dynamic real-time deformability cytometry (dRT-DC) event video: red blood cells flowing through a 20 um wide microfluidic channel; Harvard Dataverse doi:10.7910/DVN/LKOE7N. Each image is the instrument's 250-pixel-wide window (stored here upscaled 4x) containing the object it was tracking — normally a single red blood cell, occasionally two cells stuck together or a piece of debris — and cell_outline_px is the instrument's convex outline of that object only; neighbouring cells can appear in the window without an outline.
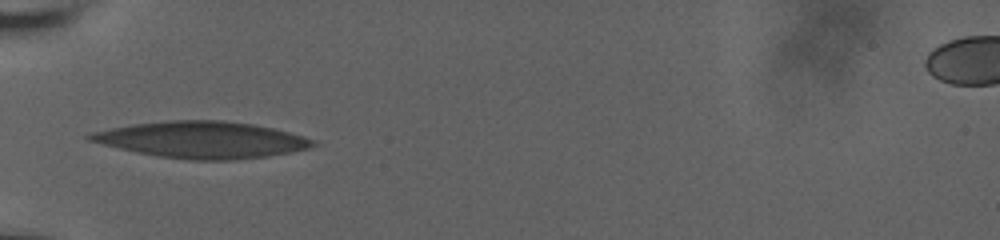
{"species": "human", "species_latin": "Homo sapiens", "temperature_condition": "room temperature", "stored_images_in_passage": 10, "camera_frame_rate_fps": 3000, "um_per_image_px": 0.085, "donor": {"sex": "male"}, "frame": {"image": 1, "passage_image": 4, "time_ms": 2.333, "image_size_px": [1000, 240], "cell_outline_px": [[320, 144], [308, 148], [292, 152], [268, 156], [232, 160], [188, 160], [160, 156], [136, 152], [88, 140], [84, 136], [88, 132], [132, 124], [172, 120], [224, 120], [252, 124], [272, 128], [304, 136], [316, 140]], "centroid_in_image_um": [17.18, 11.88], "position_along_channel_um": 67.8, "area_um2": 47.57}}
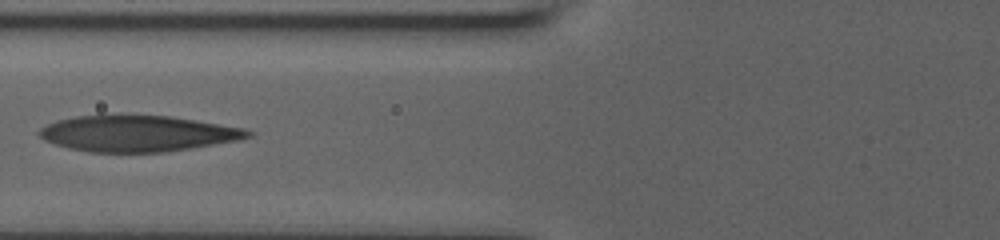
{"frame": {"image": 2, "passage_image": 6, "time_ms": 3.667, "image_size_px": [1000, 240], "cell_outline_px": [[252, 136], [240, 140], [164, 152], [88, 152], [68, 148], [44, 140], [36, 132], [40, 128], [48, 124], [60, 120], [76, 116], [168, 116], [196, 120], [244, 128], [252, 132]], "centroid_in_image_um": [11.7, 11.36], "position_along_channel_um": 114.1, "area_um2": 43.35}}
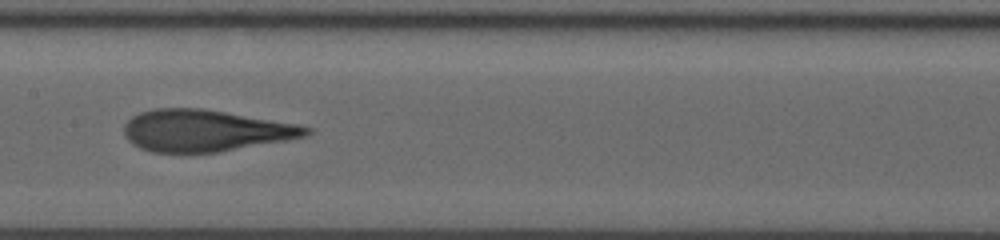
{"frame": {"image": 3, "passage_image": 9, "time_ms": 5.667, "image_size_px": [1000, 240], "cell_outline_px": [[312, 132], [304, 136], [288, 140], [220, 152], [152, 152], [140, 148], [132, 144], [124, 136], [124, 124], [132, 116], [140, 112], [152, 108], [204, 108], [296, 124], [312, 128]], "centroid_in_image_um": [17.41, 11.1], "position_along_channel_um": 190.0, "area_um2": 44.33}}